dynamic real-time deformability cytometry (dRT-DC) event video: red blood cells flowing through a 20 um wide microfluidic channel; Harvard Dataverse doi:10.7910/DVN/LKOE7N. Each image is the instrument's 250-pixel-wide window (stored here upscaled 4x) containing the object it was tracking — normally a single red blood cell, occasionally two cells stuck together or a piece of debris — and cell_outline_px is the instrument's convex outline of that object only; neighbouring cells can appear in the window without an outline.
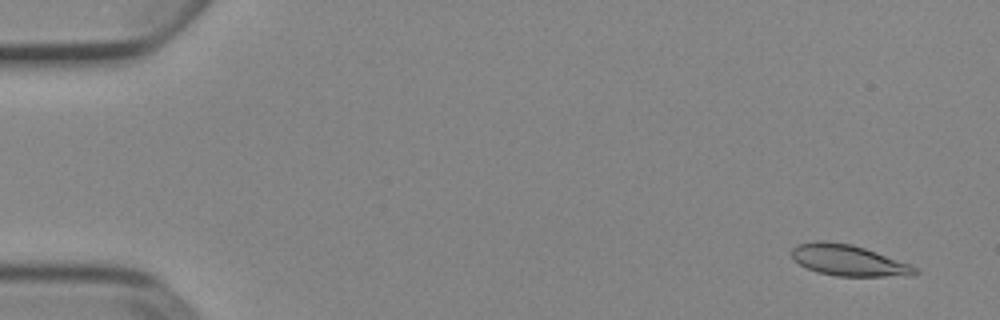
{"species": "Egyptian fruit bat (a non-hibernating species)", "species_latin": "Rousettus aegyptiacus", "temperature_condition": "cold", "stored_images_in_passage": 52, "camera_frame_rate_fps": 3000, "um_per_image_px": 0.085, "animal": {"sex": "female"}, "frame": {"image": 1, "passage_image": 3, "time_ms": 0.667, "image_size_px": [1000, 320], "cell_outline_px": [[920, 272], [916, 276], [836, 276], [816, 272], [800, 264], [792, 256], [792, 248], [796, 244], [816, 240], [824, 240], [852, 244], [876, 252], [908, 264], [916, 268]], "centroid_in_image_um": [72.11, 22.13], "position_along_channel_um": 12.9, "area_um2": 22.31}}
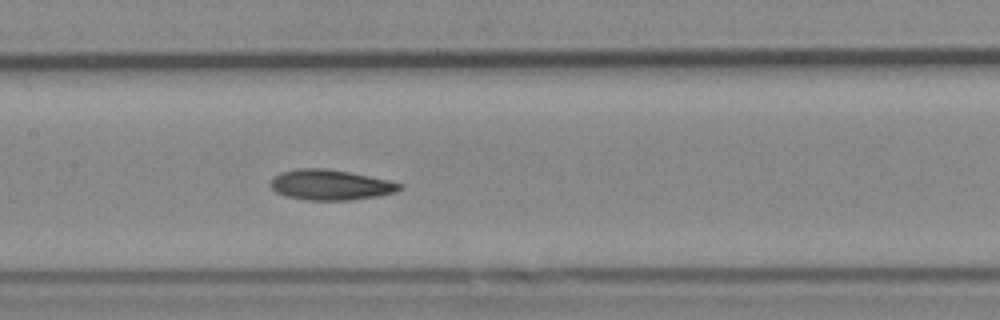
{"frame": {"image": 2, "passage_image": 26, "time_ms": 8.333, "image_size_px": [1000, 320], "cell_outline_px": [[404, 188], [396, 192], [380, 196], [348, 200], [308, 200], [284, 196], [276, 192], [272, 188], [272, 180], [280, 172], [296, 168], [324, 168], [348, 172], [388, 180], [404, 184]], "centroid_in_image_um": [28.13, 15.72], "position_along_channel_um": 179.3, "area_um2": 22.83}}
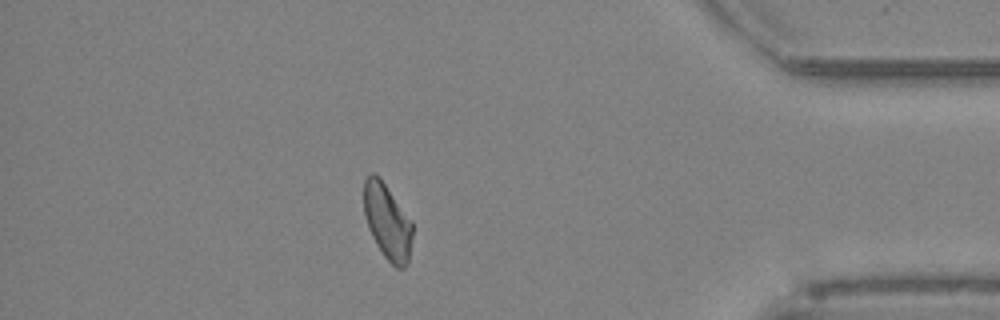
{"frame": {"image": 3, "passage_image": 46, "time_ms": 15.0, "image_size_px": [1000, 320], "cell_outline_px": [[412, 236], [408, 260], [404, 268], [396, 268], [384, 256], [376, 244], [368, 228], [364, 212], [364, 180], [372, 172], [380, 176], [412, 220]], "centroid_in_image_um": [32.92, 18.8], "position_along_channel_um": 402.3, "area_um2": 21.44}, "authors_computed_cell_mechanics": {"area_um2": 22.1663, "velocity_mm_per_s": 3.8809, "shape_relaxation_time_tau1_ms": 6.6754, "shape_relaxation_time_tau2_ms": 4.428, "deformation_change_tau1": 0.1633, "deformation_change_tau2": 0.1155}}